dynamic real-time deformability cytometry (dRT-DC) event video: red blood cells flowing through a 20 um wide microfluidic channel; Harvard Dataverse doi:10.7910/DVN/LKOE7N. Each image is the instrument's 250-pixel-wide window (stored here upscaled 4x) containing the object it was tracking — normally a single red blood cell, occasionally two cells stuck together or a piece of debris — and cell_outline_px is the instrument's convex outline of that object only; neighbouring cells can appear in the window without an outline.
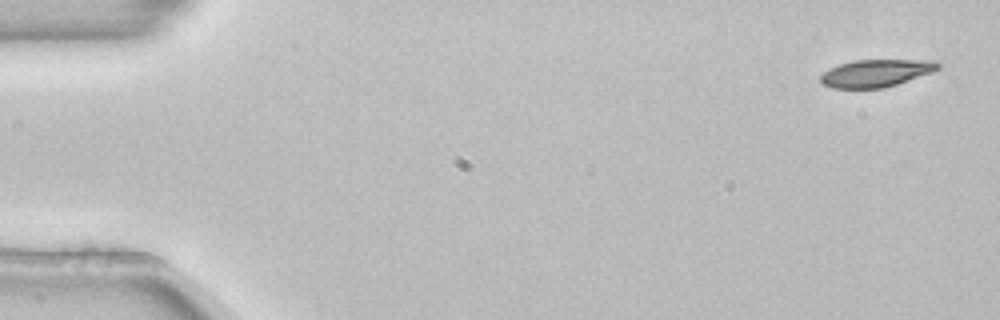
{"species": "common noctule bat (a hibernating species)", "species_latin": "Nyctalus noctula", "temperature_condition": "room temperature", "stored_images_in_passage": 2, "segment_of_instrument_passage": [2, 2], "camera_frame_rate_fps": 3000, "um_per_image_px": 0.085, "animal": {"sex": "female", "body_mass_g": 22.7, "forearm_length_mm": 54.2}, "frame": {"image": 1, "passage_image": 2, "time_ms": 0.333, "image_size_px": [1000, 320], "cell_outline_px": [[940, 68], [932, 72], [884, 88], [832, 88], [820, 84], [820, 76], [824, 72], [840, 64], [852, 60], [936, 60], [940, 64]], "centroid_in_image_um": [74.45, 6.21], "position_along_channel_um": 10.5, "area_um2": 18.73}}